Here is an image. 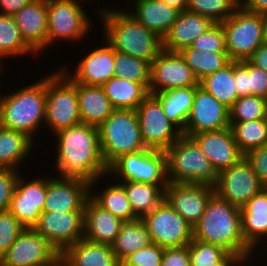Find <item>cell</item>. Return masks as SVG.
I'll use <instances>...</instances> for the list:
<instances>
[{"mask_svg": "<svg viewBox=\"0 0 267 266\" xmlns=\"http://www.w3.org/2000/svg\"><path fill=\"white\" fill-rule=\"evenodd\" d=\"M53 136L56 156L51 169L61 177L79 178L91 183L108 173L98 127L84 123L62 129Z\"/></svg>", "mask_w": 267, "mask_h": 266, "instance_id": "obj_1", "label": "cell"}, {"mask_svg": "<svg viewBox=\"0 0 267 266\" xmlns=\"http://www.w3.org/2000/svg\"><path fill=\"white\" fill-rule=\"evenodd\" d=\"M193 238L220 246L228 253L239 256L244 262L256 259L255 252L242 235L240 208L221 199L216 193L193 227Z\"/></svg>", "mask_w": 267, "mask_h": 266, "instance_id": "obj_2", "label": "cell"}, {"mask_svg": "<svg viewBox=\"0 0 267 266\" xmlns=\"http://www.w3.org/2000/svg\"><path fill=\"white\" fill-rule=\"evenodd\" d=\"M96 9L102 23L101 36L115 51L152 63L163 50L162 38L138 22L126 7L118 10L98 6Z\"/></svg>", "mask_w": 267, "mask_h": 266, "instance_id": "obj_3", "label": "cell"}, {"mask_svg": "<svg viewBox=\"0 0 267 266\" xmlns=\"http://www.w3.org/2000/svg\"><path fill=\"white\" fill-rule=\"evenodd\" d=\"M3 93L0 91V126L25 133L36 143L40 129L45 127L46 74L9 94Z\"/></svg>", "mask_w": 267, "mask_h": 266, "instance_id": "obj_4", "label": "cell"}, {"mask_svg": "<svg viewBox=\"0 0 267 266\" xmlns=\"http://www.w3.org/2000/svg\"><path fill=\"white\" fill-rule=\"evenodd\" d=\"M165 152L168 182L216 186L219 173L192 137L182 134Z\"/></svg>", "mask_w": 267, "mask_h": 266, "instance_id": "obj_5", "label": "cell"}, {"mask_svg": "<svg viewBox=\"0 0 267 266\" xmlns=\"http://www.w3.org/2000/svg\"><path fill=\"white\" fill-rule=\"evenodd\" d=\"M98 131L107 167L120 155L147 149L141 136L136 110L115 109L98 127Z\"/></svg>", "mask_w": 267, "mask_h": 266, "instance_id": "obj_6", "label": "cell"}, {"mask_svg": "<svg viewBox=\"0 0 267 266\" xmlns=\"http://www.w3.org/2000/svg\"><path fill=\"white\" fill-rule=\"evenodd\" d=\"M46 73V111L44 127L53 135L58 131L81 124L77 83L59 67ZM50 128V129H49Z\"/></svg>", "mask_w": 267, "mask_h": 266, "instance_id": "obj_7", "label": "cell"}, {"mask_svg": "<svg viewBox=\"0 0 267 266\" xmlns=\"http://www.w3.org/2000/svg\"><path fill=\"white\" fill-rule=\"evenodd\" d=\"M85 1L47 0V51H50L49 46L61 41L87 42L85 39L94 29V19L85 11Z\"/></svg>", "mask_w": 267, "mask_h": 266, "instance_id": "obj_8", "label": "cell"}, {"mask_svg": "<svg viewBox=\"0 0 267 266\" xmlns=\"http://www.w3.org/2000/svg\"><path fill=\"white\" fill-rule=\"evenodd\" d=\"M107 175L115 181L168 185L166 152L147 148L120 155L108 166Z\"/></svg>", "mask_w": 267, "mask_h": 266, "instance_id": "obj_9", "label": "cell"}, {"mask_svg": "<svg viewBox=\"0 0 267 266\" xmlns=\"http://www.w3.org/2000/svg\"><path fill=\"white\" fill-rule=\"evenodd\" d=\"M221 25L231 61L248 60L264 43L261 15L246 10L242 5H239Z\"/></svg>", "mask_w": 267, "mask_h": 266, "instance_id": "obj_10", "label": "cell"}, {"mask_svg": "<svg viewBox=\"0 0 267 266\" xmlns=\"http://www.w3.org/2000/svg\"><path fill=\"white\" fill-rule=\"evenodd\" d=\"M141 219L152 243L160 247H183L193 239V227L165 199Z\"/></svg>", "mask_w": 267, "mask_h": 266, "instance_id": "obj_11", "label": "cell"}, {"mask_svg": "<svg viewBox=\"0 0 267 266\" xmlns=\"http://www.w3.org/2000/svg\"><path fill=\"white\" fill-rule=\"evenodd\" d=\"M143 142L147 148L166 151L182 131L165 116L160 101L149 94L136 108Z\"/></svg>", "mask_w": 267, "mask_h": 266, "instance_id": "obj_12", "label": "cell"}, {"mask_svg": "<svg viewBox=\"0 0 267 266\" xmlns=\"http://www.w3.org/2000/svg\"><path fill=\"white\" fill-rule=\"evenodd\" d=\"M61 254L33 228H25L0 258V266H56Z\"/></svg>", "mask_w": 267, "mask_h": 266, "instance_id": "obj_13", "label": "cell"}, {"mask_svg": "<svg viewBox=\"0 0 267 266\" xmlns=\"http://www.w3.org/2000/svg\"><path fill=\"white\" fill-rule=\"evenodd\" d=\"M214 189L221 199L242 208L264 187L251 163L243 156L237 163L219 172Z\"/></svg>", "mask_w": 267, "mask_h": 266, "instance_id": "obj_14", "label": "cell"}, {"mask_svg": "<svg viewBox=\"0 0 267 266\" xmlns=\"http://www.w3.org/2000/svg\"><path fill=\"white\" fill-rule=\"evenodd\" d=\"M20 173L13 191L9 212L17 218L25 228H32L41 213L47 193V175L22 176ZM32 177V179H30Z\"/></svg>", "mask_w": 267, "mask_h": 266, "instance_id": "obj_15", "label": "cell"}, {"mask_svg": "<svg viewBox=\"0 0 267 266\" xmlns=\"http://www.w3.org/2000/svg\"><path fill=\"white\" fill-rule=\"evenodd\" d=\"M100 39L102 44L96 47L95 43V48H87L85 56L82 54L74 71H72L74 65L58 66L73 82L102 86L114 76V49L103 37ZM70 68L72 69L69 70Z\"/></svg>", "mask_w": 267, "mask_h": 266, "instance_id": "obj_16", "label": "cell"}, {"mask_svg": "<svg viewBox=\"0 0 267 266\" xmlns=\"http://www.w3.org/2000/svg\"><path fill=\"white\" fill-rule=\"evenodd\" d=\"M197 85L198 79L179 52L162 50L151 63L149 94Z\"/></svg>", "mask_w": 267, "mask_h": 266, "instance_id": "obj_17", "label": "cell"}, {"mask_svg": "<svg viewBox=\"0 0 267 266\" xmlns=\"http://www.w3.org/2000/svg\"><path fill=\"white\" fill-rule=\"evenodd\" d=\"M228 127H230L229 108L197 85L183 135L191 137L201 132L217 131Z\"/></svg>", "mask_w": 267, "mask_h": 266, "instance_id": "obj_18", "label": "cell"}, {"mask_svg": "<svg viewBox=\"0 0 267 266\" xmlns=\"http://www.w3.org/2000/svg\"><path fill=\"white\" fill-rule=\"evenodd\" d=\"M51 174L52 172L47 173V193L43 212H84L86 200L90 197V183L79 178L56 175L52 177Z\"/></svg>", "mask_w": 267, "mask_h": 266, "instance_id": "obj_19", "label": "cell"}, {"mask_svg": "<svg viewBox=\"0 0 267 266\" xmlns=\"http://www.w3.org/2000/svg\"><path fill=\"white\" fill-rule=\"evenodd\" d=\"M32 228L61 254L67 247L83 239L84 212H42Z\"/></svg>", "mask_w": 267, "mask_h": 266, "instance_id": "obj_20", "label": "cell"}, {"mask_svg": "<svg viewBox=\"0 0 267 266\" xmlns=\"http://www.w3.org/2000/svg\"><path fill=\"white\" fill-rule=\"evenodd\" d=\"M214 194L215 189L211 186L168 182L164 199L194 227L203 216L207 204Z\"/></svg>", "mask_w": 267, "mask_h": 266, "instance_id": "obj_21", "label": "cell"}, {"mask_svg": "<svg viewBox=\"0 0 267 266\" xmlns=\"http://www.w3.org/2000/svg\"><path fill=\"white\" fill-rule=\"evenodd\" d=\"M191 137L198 143L218 173L231 167L244 156L235 142L231 127L201 132Z\"/></svg>", "mask_w": 267, "mask_h": 266, "instance_id": "obj_22", "label": "cell"}, {"mask_svg": "<svg viewBox=\"0 0 267 266\" xmlns=\"http://www.w3.org/2000/svg\"><path fill=\"white\" fill-rule=\"evenodd\" d=\"M13 17L21 37L40 59L47 48V0H32Z\"/></svg>", "mask_w": 267, "mask_h": 266, "instance_id": "obj_23", "label": "cell"}, {"mask_svg": "<svg viewBox=\"0 0 267 266\" xmlns=\"http://www.w3.org/2000/svg\"><path fill=\"white\" fill-rule=\"evenodd\" d=\"M241 231L247 245L256 253L267 241V188L262 189L242 208Z\"/></svg>", "mask_w": 267, "mask_h": 266, "instance_id": "obj_24", "label": "cell"}, {"mask_svg": "<svg viewBox=\"0 0 267 266\" xmlns=\"http://www.w3.org/2000/svg\"><path fill=\"white\" fill-rule=\"evenodd\" d=\"M214 23L206 16L180 11L170 30L162 38V49L169 52H180L190 47L195 39L203 34Z\"/></svg>", "mask_w": 267, "mask_h": 266, "instance_id": "obj_25", "label": "cell"}, {"mask_svg": "<svg viewBox=\"0 0 267 266\" xmlns=\"http://www.w3.org/2000/svg\"><path fill=\"white\" fill-rule=\"evenodd\" d=\"M133 7L127 12L147 29L163 38L177 20L180 10L162 0H130Z\"/></svg>", "mask_w": 267, "mask_h": 266, "instance_id": "obj_26", "label": "cell"}, {"mask_svg": "<svg viewBox=\"0 0 267 266\" xmlns=\"http://www.w3.org/2000/svg\"><path fill=\"white\" fill-rule=\"evenodd\" d=\"M124 221L99 206L91 197L84 207L83 238L104 244H112Z\"/></svg>", "mask_w": 267, "mask_h": 266, "instance_id": "obj_27", "label": "cell"}, {"mask_svg": "<svg viewBox=\"0 0 267 266\" xmlns=\"http://www.w3.org/2000/svg\"><path fill=\"white\" fill-rule=\"evenodd\" d=\"M65 266H121L110 244L85 238L67 247L60 256Z\"/></svg>", "mask_w": 267, "mask_h": 266, "instance_id": "obj_28", "label": "cell"}, {"mask_svg": "<svg viewBox=\"0 0 267 266\" xmlns=\"http://www.w3.org/2000/svg\"><path fill=\"white\" fill-rule=\"evenodd\" d=\"M110 179L111 177H109V175H105L92 181L90 183V197L103 209L109 211L111 214L122 219L123 221L137 219L138 217L133 212L124 187L114 179ZM102 180H104L103 183H105L103 185L101 184ZM108 181H110V183ZM97 184H101L100 186H106L100 188L99 191L97 190Z\"/></svg>", "mask_w": 267, "mask_h": 266, "instance_id": "obj_29", "label": "cell"}, {"mask_svg": "<svg viewBox=\"0 0 267 266\" xmlns=\"http://www.w3.org/2000/svg\"><path fill=\"white\" fill-rule=\"evenodd\" d=\"M77 97L84 124L99 127L115 110L102 86L77 83Z\"/></svg>", "mask_w": 267, "mask_h": 266, "instance_id": "obj_30", "label": "cell"}, {"mask_svg": "<svg viewBox=\"0 0 267 266\" xmlns=\"http://www.w3.org/2000/svg\"><path fill=\"white\" fill-rule=\"evenodd\" d=\"M34 146L35 142L25 133L0 126V168L23 170L20 167L27 163L28 157L32 158Z\"/></svg>", "mask_w": 267, "mask_h": 266, "instance_id": "obj_31", "label": "cell"}, {"mask_svg": "<svg viewBox=\"0 0 267 266\" xmlns=\"http://www.w3.org/2000/svg\"><path fill=\"white\" fill-rule=\"evenodd\" d=\"M114 109L136 110L149 95V91L141 84L116 76L102 85Z\"/></svg>", "mask_w": 267, "mask_h": 266, "instance_id": "obj_32", "label": "cell"}, {"mask_svg": "<svg viewBox=\"0 0 267 266\" xmlns=\"http://www.w3.org/2000/svg\"><path fill=\"white\" fill-rule=\"evenodd\" d=\"M152 244L150 234L141 218L124 221L121 230L111 244L112 250L121 263L127 256Z\"/></svg>", "mask_w": 267, "mask_h": 266, "instance_id": "obj_33", "label": "cell"}, {"mask_svg": "<svg viewBox=\"0 0 267 266\" xmlns=\"http://www.w3.org/2000/svg\"><path fill=\"white\" fill-rule=\"evenodd\" d=\"M153 95L160 101L167 119L183 132L194 102L195 87L178 88Z\"/></svg>", "mask_w": 267, "mask_h": 266, "instance_id": "obj_34", "label": "cell"}, {"mask_svg": "<svg viewBox=\"0 0 267 266\" xmlns=\"http://www.w3.org/2000/svg\"><path fill=\"white\" fill-rule=\"evenodd\" d=\"M123 187L134 214L142 218L157 207L165 198L167 185H153L135 181H117Z\"/></svg>", "mask_w": 267, "mask_h": 266, "instance_id": "obj_35", "label": "cell"}, {"mask_svg": "<svg viewBox=\"0 0 267 266\" xmlns=\"http://www.w3.org/2000/svg\"><path fill=\"white\" fill-rule=\"evenodd\" d=\"M30 54L32 57L38 55L21 37L14 17L0 14V65L6 69L4 59L22 56L28 59Z\"/></svg>", "mask_w": 267, "mask_h": 266, "instance_id": "obj_36", "label": "cell"}, {"mask_svg": "<svg viewBox=\"0 0 267 266\" xmlns=\"http://www.w3.org/2000/svg\"><path fill=\"white\" fill-rule=\"evenodd\" d=\"M179 53L198 81L223 69L231 62L227 52H213L205 49H195L190 46L182 49Z\"/></svg>", "mask_w": 267, "mask_h": 266, "instance_id": "obj_37", "label": "cell"}, {"mask_svg": "<svg viewBox=\"0 0 267 266\" xmlns=\"http://www.w3.org/2000/svg\"><path fill=\"white\" fill-rule=\"evenodd\" d=\"M199 85L230 108L238 99L234 83V61H231L223 69L205 76L199 81Z\"/></svg>", "mask_w": 267, "mask_h": 266, "instance_id": "obj_38", "label": "cell"}, {"mask_svg": "<svg viewBox=\"0 0 267 266\" xmlns=\"http://www.w3.org/2000/svg\"><path fill=\"white\" fill-rule=\"evenodd\" d=\"M235 142L243 155L267 144V118L230 122Z\"/></svg>", "mask_w": 267, "mask_h": 266, "instance_id": "obj_39", "label": "cell"}, {"mask_svg": "<svg viewBox=\"0 0 267 266\" xmlns=\"http://www.w3.org/2000/svg\"><path fill=\"white\" fill-rule=\"evenodd\" d=\"M114 76L141 83L148 91L151 80V63L114 50Z\"/></svg>", "mask_w": 267, "mask_h": 266, "instance_id": "obj_40", "label": "cell"}, {"mask_svg": "<svg viewBox=\"0 0 267 266\" xmlns=\"http://www.w3.org/2000/svg\"><path fill=\"white\" fill-rule=\"evenodd\" d=\"M240 5V0H188L186 10L209 18L213 23H222Z\"/></svg>", "mask_w": 267, "mask_h": 266, "instance_id": "obj_41", "label": "cell"}, {"mask_svg": "<svg viewBox=\"0 0 267 266\" xmlns=\"http://www.w3.org/2000/svg\"><path fill=\"white\" fill-rule=\"evenodd\" d=\"M230 122H246L267 118V99L248 95L239 97L229 108Z\"/></svg>", "mask_w": 267, "mask_h": 266, "instance_id": "obj_42", "label": "cell"}, {"mask_svg": "<svg viewBox=\"0 0 267 266\" xmlns=\"http://www.w3.org/2000/svg\"><path fill=\"white\" fill-rule=\"evenodd\" d=\"M188 245L190 252V266L214 265V262L220 261L228 253L220 246L194 238Z\"/></svg>", "mask_w": 267, "mask_h": 266, "instance_id": "obj_43", "label": "cell"}, {"mask_svg": "<svg viewBox=\"0 0 267 266\" xmlns=\"http://www.w3.org/2000/svg\"><path fill=\"white\" fill-rule=\"evenodd\" d=\"M25 229L9 211H0V258Z\"/></svg>", "mask_w": 267, "mask_h": 266, "instance_id": "obj_44", "label": "cell"}, {"mask_svg": "<svg viewBox=\"0 0 267 266\" xmlns=\"http://www.w3.org/2000/svg\"><path fill=\"white\" fill-rule=\"evenodd\" d=\"M195 49H205L213 52H227L225 32L221 23H214L191 45Z\"/></svg>", "mask_w": 267, "mask_h": 266, "instance_id": "obj_45", "label": "cell"}, {"mask_svg": "<svg viewBox=\"0 0 267 266\" xmlns=\"http://www.w3.org/2000/svg\"><path fill=\"white\" fill-rule=\"evenodd\" d=\"M163 254L164 248L152 243L127 256L121 266H161Z\"/></svg>", "mask_w": 267, "mask_h": 266, "instance_id": "obj_46", "label": "cell"}, {"mask_svg": "<svg viewBox=\"0 0 267 266\" xmlns=\"http://www.w3.org/2000/svg\"><path fill=\"white\" fill-rule=\"evenodd\" d=\"M20 172L12 168H0V211L9 210Z\"/></svg>", "mask_w": 267, "mask_h": 266, "instance_id": "obj_47", "label": "cell"}, {"mask_svg": "<svg viewBox=\"0 0 267 266\" xmlns=\"http://www.w3.org/2000/svg\"><path fill=\"white\" fill-rule=\"evenodd\" d=\"M248 95L261 96L267 99V72L247 60Z\"/></svg>", "mask_w": 267, "mask_h": 266, "instance_id": "obj_48", "label": "cell"}, {"mask_svg": "<svg viewBox=\"0 0 267 266\" xmlns=\"http://www.w3.org/2000/svg\"><path fill=\"white\" fill-rule=\"evenodd\" d=\"M258 176L262 186L267 188V144L244 155Z\"/></svg>", "mask_w": 267, "mask_h": 266, "instance_id": "obj_49", "label": "cell"}, {"mask_svg": "<svg viewBox=\"0 0 267 266\" xmlns=\"http://www.w3.org/2000/svg\"><path fill=\"white\" fill-rule=\"evenodd\" d=\"M161 266H190L189 245L164 248Z\"/></svg>", "mask_w": 267, "mask_h": 266, "instance_id": "obj_50", "label": "cell"}, {"mask_svg": "<svg viewBox=\"0 0 267 266\" xmlns=\"http://www.w3.org/2000/svg\"><path fill=\"white\" fill-rule=\"evenodd\" d=\"M234 83L239 97L248 96L247 60L234 61Z\"/></svg>", "mask_w": 267, "mask_h": 266, "instance_id": "obj_51", "label": "cell"}, {"mask_svg": "<svg viewBox=\"0 0 267 266\" xmlns=\"http://www.w3.org/2000/svg\"><path fill=\"white\" fill-rule=\"evenodd\" d=\"M32 0H0V14L15 15Z\"/></svg>", "mask_w": 267, "mask_h": 266, "instance_id": "obj_52", "label": "cell"}, {"mask_svg": "<svg viewBox=\"0 0 267 266\" xmlns=\"http://www.w3.org/2000/svg\"><path fill=\"white\" fill-rule=\"evenodd\" d=\"M248 61L254 66L267 72V44H261L248 59Z\"/></svg>", "mask_w": 267, "mask_h": 266, "instance_id": "obj_53", "label": "cell"}, {"mask_svg": "<svg viewBox=\"0 0 267 266\" xmlns=\"http://www.w3.org/2000/svg\"><path fill=\"white\" fill-rule=\"evenodd\" d=\"M254 261H246L244 262L239 256L235 254L227 253L220 261L214 262V265L208 266H253L251 263Z\"/></svg>", "mask_w": 267, "mask_h": 266, "instance_id": "obj_54", "label": "cell"}, {"mask_svg": "<svg viewBox=\"0 0 267 266\" xmlns=\"http://www.w3.org/2000/svg\"><path fill=\"white\" fill-rule=\"evenodd\" d=\"M240 5L253 13H267V0H240Z\"/></svg>", "mask_w": 267, "mask_h": 266, "instance_id": "obj_55", "label": "cell"}, {"mask_svg": "<svg viewBox=\"0 0 267 266\" xmlns=\"http://www.w3.org/2000/svg\"><path fill=\"white\" fill-rule=\"evenodd\" d=\"M170 6L177 8L180 11H185L187 8L188 0H162Z\"/></svg>", "mask_w": 267, "mask_h": 266, "instance_id": "obj_56", "label": "cell"}, {"mask_svg": "<svg viewBox=\"0 0 267 266\" xmlns=\"http://www.w3.org/2000/svg\"><path fill=\"white\" fill-rule=\"evenodd\" d=\"M263 41L267 44V13L261 15Z\"/></svg>", "mask_w": 267, "mask_h": 266, "instance_id": "obj_57", "label": "cell"}, {"mask_svg": "<svg viewBox=\"0 0 267 266\" xmlns=\"http://www.w3.org/2000/svg\"><path fill=\"white\" fill-rule=\"evenodd\" d=\"M264 247H261L259 250H258V252L260 251H262V253H263V250L265 251V253L267 254V241L264 243V245H263ZM265 247H266V249H265ZM262 248H263V250H262ZM261 256H263V258H267L264 254H262ZM265 256V257H264ZM264 263H266V265L264 264ZM263 264H264V266H267V261L266 262H263Z\"/></svg>", "mask_w": 267, "mask_h": 266, "instance_id": "obj_58", "label": "cell"}, {"mask_svg": "<svg viewBox=\"0 0 267 266\" xmlns=\"http://www.w3.org/2000/svg\"><path fill=\"white\" fill-rule=\"evenodd\" d=\"M6 70L4 69V67H2L1 65H0V77L1 76H3L2 74L5 72ZM3 72V73H2Z\"/></svg>", "mask_w": 267, "mask_h": 266, "instance_id": "obj_59", "label": "cell"}, {"mask_svg": "<svg viewBox=\"0 0 267 266\" xmlns=\"http://www.w3.org/2000/svg\"><path fill=\"white\" fill-rule=\"evenodd\" d=\"M56 266H65L61 261Z\"/></svg>", "mask_w": 267, "mask_h": 266, "instance_id": "obj_60", "label": "cell"}]
</instances>
